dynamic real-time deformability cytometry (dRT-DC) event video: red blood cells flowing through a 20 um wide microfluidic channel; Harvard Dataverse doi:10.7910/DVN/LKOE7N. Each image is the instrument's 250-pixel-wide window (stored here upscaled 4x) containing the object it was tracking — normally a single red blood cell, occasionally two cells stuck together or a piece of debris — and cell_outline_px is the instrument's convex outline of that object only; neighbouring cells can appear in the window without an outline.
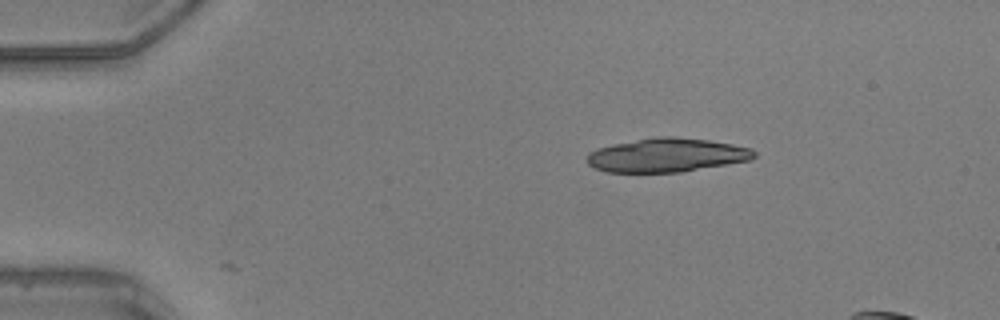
{"species": "common noctule bat (a hibernating species)", "species_latin": "Nyctalus noctula", "temperature_condition": "warm", "stored_images_in_passage": 8, "camera_frame_rate_fps": 3000, "um_per_image_px": 0.085, "animal": {"sex": "male", "body_mass_g": 20.5, "forearm_length_mm": 52.5}, "frame": {"image": 1, "passage_image": 1, "time_ms": 0.0, "image_size_px": [1000, 320], "cell_outline_px": [[756, 156], [752, 160], [680, 172], [608, 172], [596, 168], [588, 164], [588, 152], [596, 148], [612, 144], [656, 136], [676, 136], [708, 140], [732, 144], [752, 148], [756, 152]], "centroid_in_image_um": [56.7, 13.18], "position_along_channel_um": 28.3, "area_um2": 33.06}}